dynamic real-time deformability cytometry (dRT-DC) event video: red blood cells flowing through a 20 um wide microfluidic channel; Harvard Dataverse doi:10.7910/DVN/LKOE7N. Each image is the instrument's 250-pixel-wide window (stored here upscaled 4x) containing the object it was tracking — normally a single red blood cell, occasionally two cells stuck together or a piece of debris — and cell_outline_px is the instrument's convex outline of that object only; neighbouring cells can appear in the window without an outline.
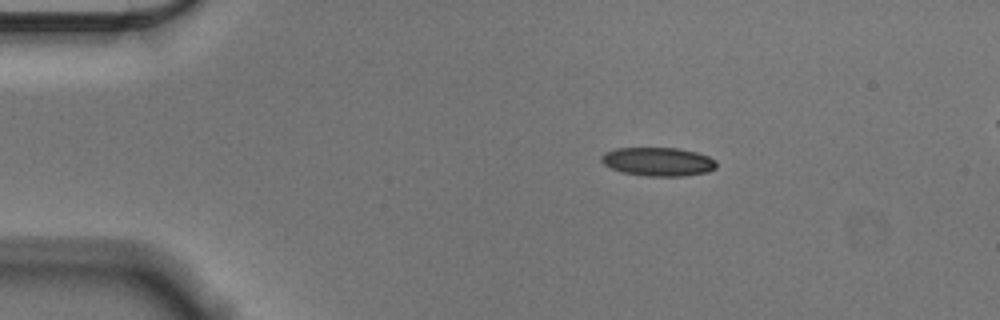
{"species": "Egyptian fruit bat (a non-hibernating species)", "species_latin": "Rousettus aegyptiacus", "temperature_condition": "cold", "stored_images_in_passage": 47, "camera_frame_rate_fps": 3000, "um_per_image_px": 0.085, "animal": {"sex": "male"}, "frame": {"image": 1, "passage_image": 1, "time_ms": 0.0, "image_size_px": [1000, 320], "cell_outline_px": [[716, 168], [708, 172], [684, 176], [644, 176], [624, 172], [612, 168], [604, 164], [600, 160], [600, 156], [604, 152], [616, 148], [680, 148], [696, 152], [708, 156], [716, 160]], "centroid_in_image_um": [55.95, 13.74], "position_along_channel_um": 29.1, "area_um2": 19.31}}
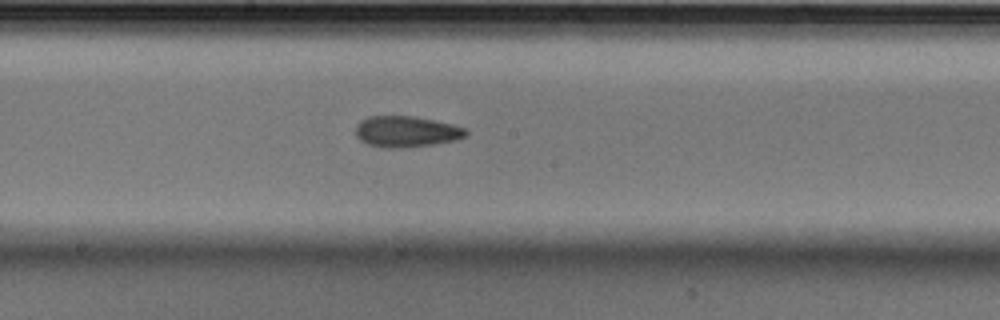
{"frame": {"image": 2, "passage_image": 21, "time_ms": 6.667, "image_size_px": [1000, 320], "cell_outline_px": [[468, 132], [464, 136], [456, 140], [436, 144], [404, 148], [384, 148], [368, 144], [360, 140], [356, 136], [356, 124], [360, 120], [368, 116], [412, 116], [452, 124], [464, 128]], "centroid_in_image_um": [34.5, 11.19], "position_along_channel_um": 213.7, "area_um2": 20.0}}
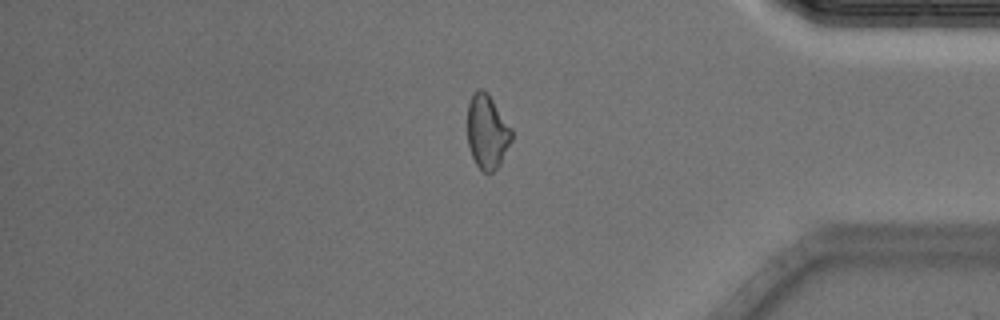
{"frame": {"image": 3, "passage_image": 38, "time_ms": 12.333, "image_size_px": [1000, 320], "cell_outline_px": [[512, 140], [500, 164], [492, 172], [484, 172], [476, 164], [472, 156], [468, 144], [468, 104], [472, 92], [476, 88], [480, 88], [488, 92], [512, 128]], "centroid_in_image_um": [41.41, 11.15], "position_along_channel_um": 393.8, "area_um2": 19.25}, "authors_computed_cell_mechanics": {"area_um2": 19.5364, "velocity_mm_per_s": 3.6007, "shape_relaxation_time_tau1_ms": 5.9886, "shape_relaxation_time_tau2_ms": 3.2625, "deformation_change_tau1": 0.1488, "deformation_change_tau2": 0.093}}